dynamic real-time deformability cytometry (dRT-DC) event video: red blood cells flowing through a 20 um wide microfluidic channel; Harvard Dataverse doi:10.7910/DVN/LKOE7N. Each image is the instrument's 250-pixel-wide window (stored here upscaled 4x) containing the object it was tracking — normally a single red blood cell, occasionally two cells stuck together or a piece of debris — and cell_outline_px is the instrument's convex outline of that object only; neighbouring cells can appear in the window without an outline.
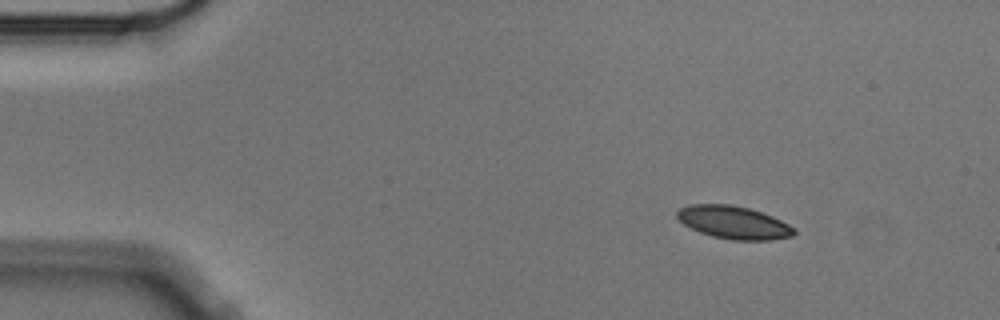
{"species": "Egyptian fruit bat (a non-hibernating species)", "species_latin": "Rousettus aegyptiacus", "temperature_condition": "cold", "stored_images_in_passage": 8, "camera_frame_rate_fps": 3000, "um_per_image_px": 0.085, "animal": {"sex": "male"}, "frame": {"image": 1, "passage_image": 1, "time_ms": 0.0, "image_size_px": [1000, 320], "cell_outline_px": [[796, 232], [792, 236], [768, 240], [732, 240], [712, 236], [700, 232], [684, 224], [676, 216], [676, 212], [680, 208], [692, 204], [732, 204], [748, 208], [772, 216], [796, 228]], "centroid_in_image_um": [62.37, 18.9], "position_along_channel_um": 22.6, "area_um2": 22.25}}
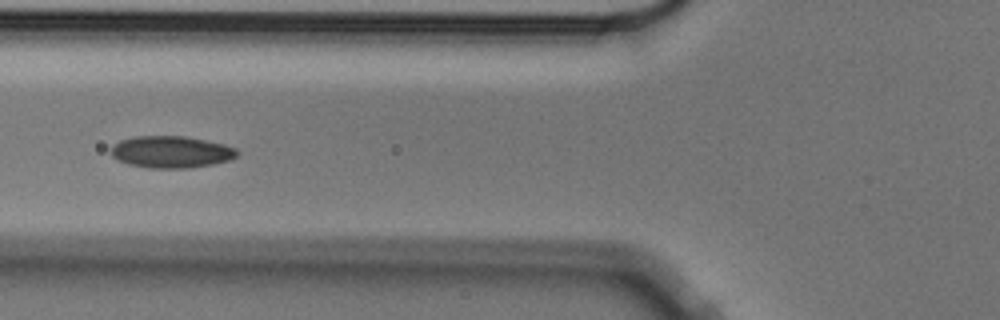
{"frame": {"image": 2, "passage_image": 5, "time_ms": 1.333, "image_size_px": [1000, 320], "cell_outline_px": [[240, 152], [232, 160], [192, 168], [148, 168], [128, 164], [112, 156], [112, 148], [120, 140], [136, 136], [184, 136], [224, 144], [236, 148]], "centroid_in_image_um": [14.6, 12.92], "position_along_channel_um": 111.2, "area_um2": 23.41}}
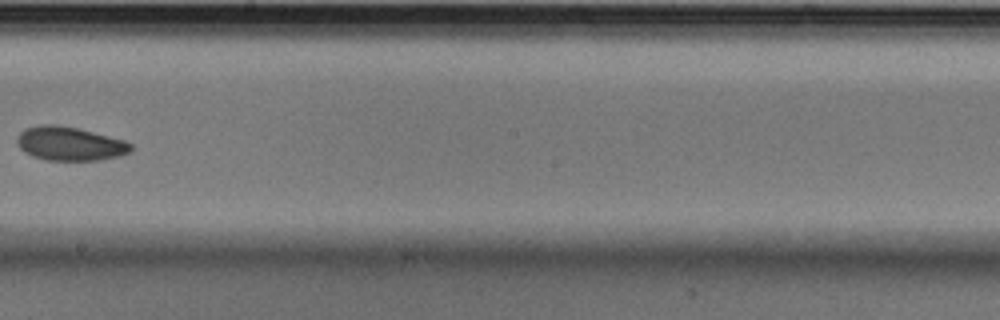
{"frame": {"image": 3, "passage_image": 8, "time_ms": 2.333, "image_size_px": [1000, 320], "cell_outline_px": [[132, 152], [120, 156], [100, 160], [44, 160], [32, 156], [24, 152], [16, 144], [16, 140], [20, 132], [24, 128], [40, 124], [56, 124], [80, 128], [124, 140], [132, 144]], "centroid_in_image_um": [5.92, 12.2], "position_along_channel_um": 242.3, "area_um2": 22.83}}